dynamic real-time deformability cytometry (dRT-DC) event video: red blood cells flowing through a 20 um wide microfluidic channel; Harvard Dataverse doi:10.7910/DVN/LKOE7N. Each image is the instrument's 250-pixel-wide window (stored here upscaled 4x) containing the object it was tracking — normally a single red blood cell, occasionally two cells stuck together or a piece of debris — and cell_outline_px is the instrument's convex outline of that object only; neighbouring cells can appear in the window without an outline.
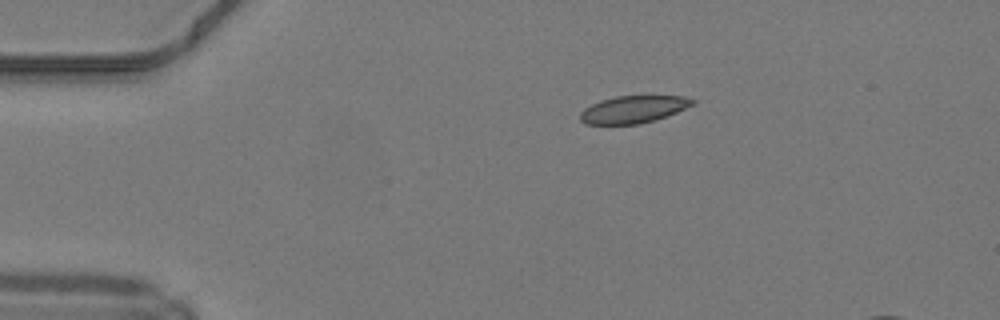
{"species": "common noctule bat (a hibernating species)", "species_latin": "Nyctalus noctula", "temperature_condition": "warm", "stored_images_in_passage": 38, "camera_frame_rate_fps": 3000, "um_per_image_px": 0.085, "animal": {"sex": "male", "body_mass_g": 19.2, "forearm_length_mm": 51.8}, "frame": {"image": 1, "passage_image": 1, "time_ms": 0.0, "image_size_px": [1000, 320], "cell_outline_px": [[696, 100], [692, 104], [676, 112], [640, 124], [584, 124], [580, 120], [580, 112], [584, 108], [600, 100], [616, 96], [684, 96]], "centroid_in_image_um": [53.77, 9.29], "position_along_channel_um": 31.2, "area_um2": 17.63}}
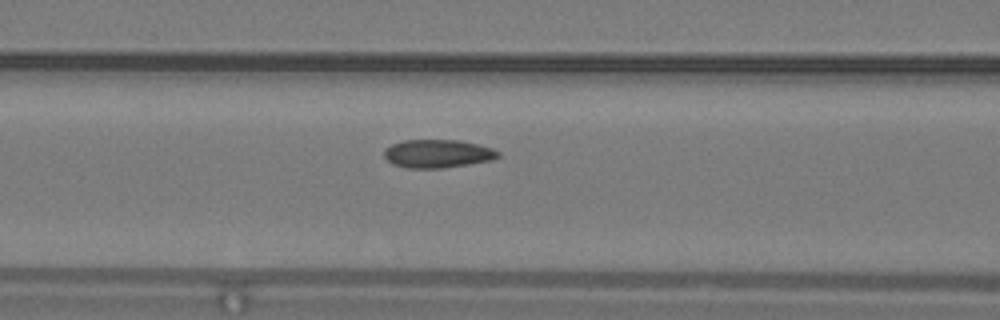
{"frame": {"image": 2, "passage_image": 12, "time_ms": 3.667, "image_size_px": [1000, 320], "cell_outline_px": [[500, 156], [492, 160], [468, 164], [440, 168], [408, 168], [392, 164], [384, 156], [384, 148], [392, 144], [404, 140], [460, 140], [492, 148], [500, 152]], "centroid_in_image_um": [37.19, 13.06], "position_along_channel_um": 129.4, "area_um2": 18.73}}
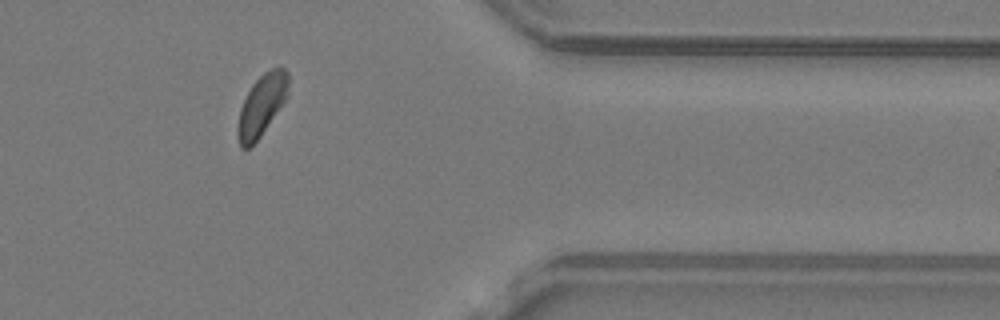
{"frame": {"image": 3, "passage_image": 32, "time_ms": 10.333, "image_size_px": [1000, 320], "cell_outline_px": [[288, 96], [260, 136], [248, 148], [240, 148], [236, 132], [240, 108], [252, 84], [264, 72], [272, 68], [284, 68], [288, 72]], "centroid_in_image_um": [22.23, 8.94], "position_along_channel_um": 389.2, "area_um2": 17.86}, "authors_computed_cell_mechanics": {"area_um2": 18.7272, "velocity_mm_per_s": 4.1843, "shape_relaxation_time_tau1_ms": 2.3625, "shape_relaxation_time_tau2_ms": 1.1246, "deformation_change_tau1": 0.087, "deformation_change_tau2": 0.046}}